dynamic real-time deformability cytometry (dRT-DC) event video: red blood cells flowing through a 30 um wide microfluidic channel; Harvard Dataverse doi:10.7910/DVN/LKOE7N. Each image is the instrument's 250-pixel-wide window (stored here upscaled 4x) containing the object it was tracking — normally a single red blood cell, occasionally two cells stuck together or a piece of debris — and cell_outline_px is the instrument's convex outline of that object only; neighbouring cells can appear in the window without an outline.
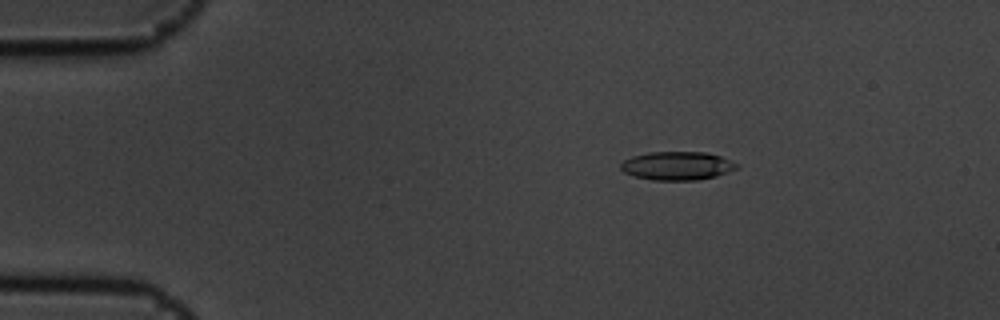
{"species": "common noctule bat (a hibernating species)", "species_latin": "Nyctalus noctula", "temperature_condition": "cold", "stored_images_in_passage": 4, "camera_frame_rate_fps": 3000, "um_per_image_px": 0.085, "animal": {"sex": "male", "body_mass_g": 19.5, "forearm_length_mm": 54.6}, "frame": {"image": 1, "passage_image": 2, "time_ms": 0.333, "image_size_px": [1000, 320], "cell_outline_px": [[740, 164], [736, 168], [728, 172], [716, 176], [696, 180], [652, 180], [636, 176], [624, 172], [620, 168], [620, 164], [624, 160], [632, 156], [648, 152], [704, 152], [720, 156]], "centroid_in_image_um": [57.56, 14.09], "position_along_channel_um": 27.4, "area_um2": 19.19}}